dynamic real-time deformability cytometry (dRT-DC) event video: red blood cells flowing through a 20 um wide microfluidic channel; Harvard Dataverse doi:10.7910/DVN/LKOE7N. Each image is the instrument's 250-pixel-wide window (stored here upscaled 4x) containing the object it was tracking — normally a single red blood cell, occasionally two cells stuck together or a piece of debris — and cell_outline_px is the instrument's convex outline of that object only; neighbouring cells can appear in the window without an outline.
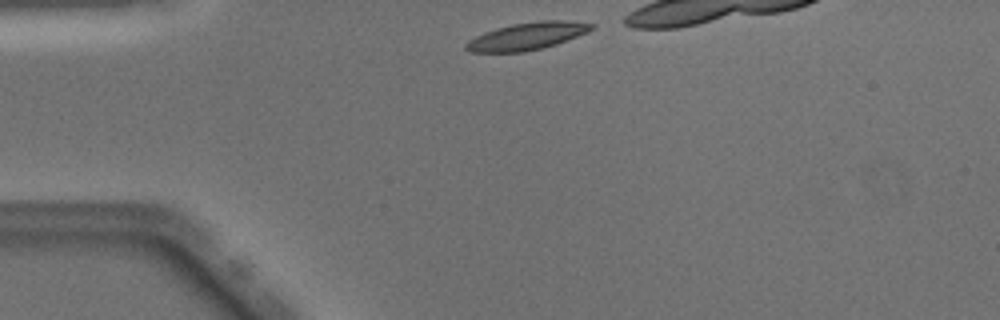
{"species": "Egyptian fruit bat (a non-hibernating species)", "species_latin": "Rousettus aegyptiacus", "temperature_condition": "warm", "stored_images_in_passage": 29, "camera_frame_rate_fps": 3000, "um_per_image_px": 0.085, "animal": {"sex": "male"}, "frame": {"image": 1, "passage_image": 1, "time_ms": 0.0, "image_size_px": [1000, 320], "cell_outline_px": [[596, 28], [588, 32], [556, 44], [544, 48], [524, 52], [472, 52], [464, 48], [464, 44], [468, 40], [476, 36], [496, 28], [512, 24], [540, 20], [564, 20], [596, 24]], "centroid_in_image_um": [44.83, 3.07], "position_along_channel_um": 40.2, "area_um2": 20.11}}
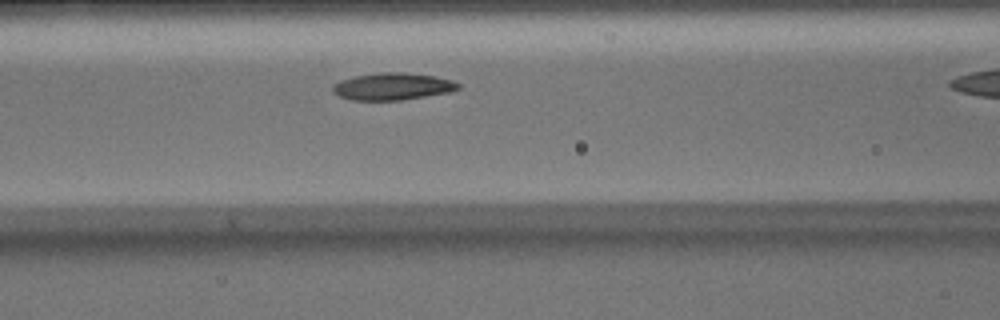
{"frame": {"image": 2, "passage_image": 10, "time_ms": 3.0, "image_size_px": [1000, 320], "cell_outline_px": [[460, 88], [452, 92], [400, 100], [352, 100], [340, 96], [332, 92], [332, 88], [340, 80], [356, 76], [380, 72], [404, 72], [436, 76], [452, 80], [460, 84]], "centroid_in_image_um": [33.41, 7.34], "position_along_channel_um": 133.2, "area_um2": 19.83}}
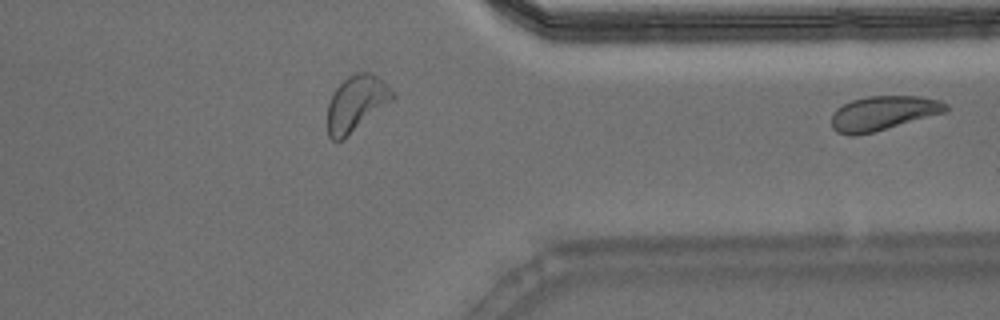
{"frame": {"image": 3, "passage_image": 29, "time_ms": 9.333, "image_size_px": [1000, 320], "cell_outline_px": [[948, 108], [944, 112], [872, 132], [852, 136], [836, 132], [832, 128], [832, 112], [836, 108], [852, 100], [868, 96], [920, 96], [940, 100], [948, 104]], "centroid_in_image_um": [75.03, 9.6], "position_along_channel_um": 336.4, "area_um2": 22.6}}